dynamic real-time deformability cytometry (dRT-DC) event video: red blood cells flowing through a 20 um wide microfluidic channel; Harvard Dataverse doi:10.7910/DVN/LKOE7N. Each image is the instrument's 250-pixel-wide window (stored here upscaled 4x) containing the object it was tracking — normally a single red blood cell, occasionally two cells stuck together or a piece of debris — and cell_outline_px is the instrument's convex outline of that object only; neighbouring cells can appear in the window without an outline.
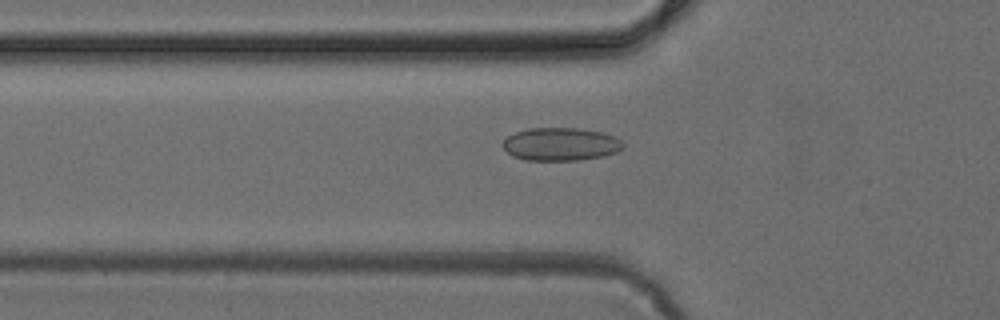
{"species": "common noctule bat (a hibernating species)", "species_latin": "Nyctalus noctula", "temperature_condition": "cold", "stored_images_in_passage": 46, "camera_frame_rate_fps": 3000, "um_per_image_px": 0.085, "animal": {"sex": "female", "body_mass_g": 24.6, "forearm_length_mm": 56.2}, "frame": {"image": 1, "passage_image": 14, "time_ms": 4.333, "image_size_px": [1000, 320], "cell_outline_px": [[624, 148], [616, 152], [604, 156], [580, 160], [524, 160], [512, 156], [500, 144], [508, 136], [516, 132], [528, 128], [580, 128], [604, 132], [616, 136], [624, 144]], "centroid_in_image_um": [47.68, 12.25], "position_along_channel_um": 78.1, "area_um2": 23.41}}
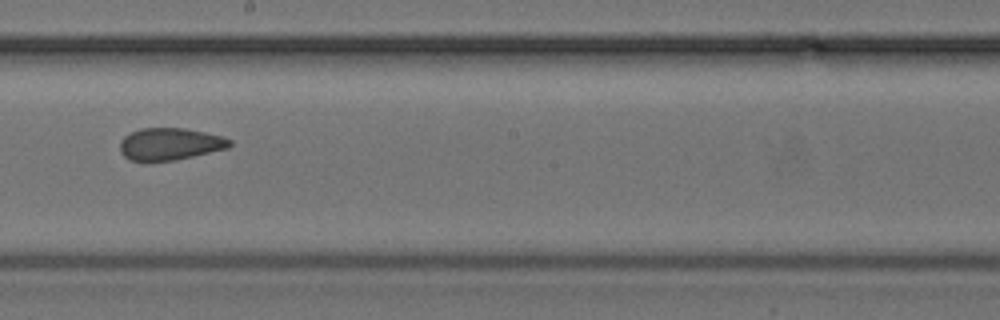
{"frame": {"image": 2, "passage_image": 25, "time_ms": 8.0, "image_size_px": [1000, 320], "cell_outline_px": [[232, 144], [228, 148], [176, 160], [128, 160], [120, 152], [120, 140], [124, 136], [140, 128], [184, 128], [224, 136], [232, 140]], "centroid_in_image_um": [14.46, 12.23], "position_along_channel_um": 233.7, "area_um2": 20.52}}
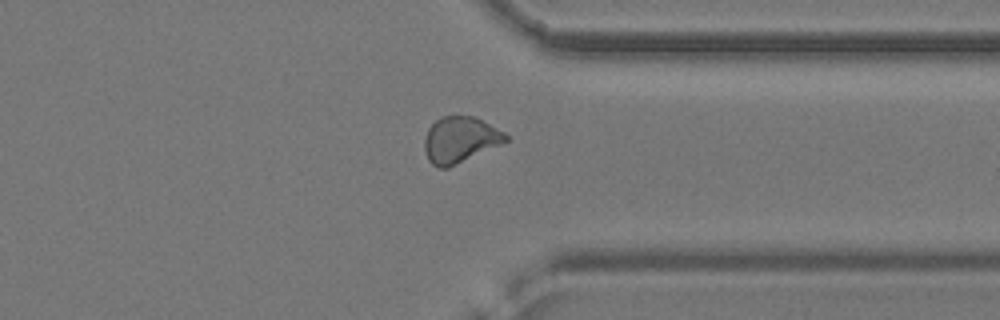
{"frame": {"image": 3, "passage_image": 35, "time_ms": 11.333, "image_size_px": [1000, 320], "cell_outline_px": [[508, 140], [500, 144], [448, 168], [436, 168], [428, 160], [424, 148], [424, 140], [428, 128], [440, 116], [472, 116], [504, 132], [508, 136]], "centroid_in_image_um": [39.05, 11.89], "position_along_channel_um": 372.3, "area_um2": 21.5}}